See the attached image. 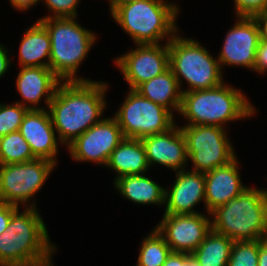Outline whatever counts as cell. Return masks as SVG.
<instances>
[{
    "instance_id": "cell-1",
    "label": "cell",
    "mask_w": 267,
    "mask_h": 266,
    "mask_svg": "<svg viewBox=\"0 0 267 266\" xmlns=\"http://www.w3.org/2000/svg\"><path fill=\"white\" fill-rule=\"evenodd\" d=\"M108 85L97 81L61 82L49 107V113L61 144L69 145L100 122L106 107Z\"/></svg>"
},
{
    "instance_id": "cell-2",
    "label": "cell",
    "mask_w": 267,
    "mask_h": 266,
    "mask_svg": "<svg viewBox=\"0 0 267 266\" xmlns=\"http://www.w3.org/2000/svg\"><path fill=\"white\" fill-rule=\"evenodd\" d=\"M30 204L21 214L18 208L0 234V266H53L51 256L56 247L36 203Z\"/></svg>"
},
{
    "instance_id": "cell-3",
    "label": "cell",
    "mask_w": 267,
    "mask_h": 266,
    "mask_svg": "<svg viewBox=\"0 0 267 266\" xmlns=\"http://www.w3.org/2000/svg\"><path fill=\"white\" fill-rule=\"evenodd\" d=\"M210 215L212 230L235 241L267 238V189L248 187Z\"/></svg>"
},
{
    "instance_id": "cell-4",
    "label": "cell",
    "mask_w": 267,
    "mask_h": 266,
    "mask_svg": "<svg viewBox=\"0 0 267 266\" xmlns=\"http://www.w3.org/2000/svg\"><path fill=\"white\" fill-rule=\"evenodd\" d=\"M244 94L223 82L217 87L182 92L179 113L187 125H215L254 115L255 108Z\"/></svg>"
},
{
    "instance_id": "cell-5",
    "label": "cell",
    "mask_w": 267,
    "mask_h": 266,
    "mask_svg": "<svg viewBox=\"0 0 267 266\" xmlns=\"http://www.w3.org/2000/svg\"><path fill=\"white\" fill-rule=\"evenodd\" d=\"M178 13V6L164 0H135L117 7L111 15L136 44H159L163 38L169 42L178 32Z\"/></svg>"
},
{
    "instance_id": "cell-6",
    "label": "cell",
    "mask_w": 267,
    "mask_h": 266,
    "mask_svg": "<svg viewBox=\"0 0 267 266\" xmlns=\"http://www.w3.org/2000/svg\"><path fill=\"white\" fill-rule=\"evenodd\" d=\"M74 17L40 18L51 39L49 68L62 82L91 81L76 76L81 62L96 40L93 32L75 22Z\"/></svg>"
},
{
    "instance_id": "cell-7",
    "label": "cell",
    "mask_w": 267,
    "mask_h": 266,
    "mask_svg": "<svg viewBox=\"0 0 267 266\" xmlns=\"http://www.w3.org/2000/svg\"><path fill=\"white\" fill-rule=\"evenodd\" d=\"M169 68L181 88L183 78L190 89L181 92L211 89L223 83L222 69L218 59L198 41L179 37L177 34L168 42Z\"/></svg>"
},
{
    "instance_id": "cell-8",
    "label": "cell",
    "mask_w": 267,
    "mask_h": 266,
    "mask_svg": "<svg viewBox=\"0 0 267 266\" xmlns=\"http://www.w3.org/2000/svg\"><path fill=\"white\" fill-rule=\"evenodd\" d=\"M173 113L164 106L130 90L114 118L124 138L142 139L168 131L176 123Z\"/></svg>"
},
{
    "instance_id": "cell-9",
    "label": "cell",
    "mask_w": 267,
    "mask_h": 266,
    "mask_svg": "<svg viewBox=\"0 0 267 266\" xmlns=\"http://www.w3.org/2000/svg\"><path fill=\"white\" fill-rule=\"evenodd\" d=\"M180 129L186 141L188 159L193 162V171L205 174L236 158L224 127L185 125Z\"/></svg>"
},
{
    "instance_id": "cell-10",
    "label": "cell",
    "mask_w": 267,
    "mask_h": 266,
    "mask_svg": "<svg viewBox=\"0 0 267 266\" xmlns=\"http://www.w3.org/2000/svg\"><path fill=\"white\" fill-rule=\"evenodd\" d=\"M56 164L36 158L23 163L0 165V203L29 202L44 185Z\"/></svg>"
},
{
    "instance_id": "cell-11",
    "label": "cell",
    "mask_w": 267,
    "mask_h": 266,
    "mask_svg": "<svg viewBox=\"0 0 267 266\" xmlns=\"http://www.w3.org/2000/svg\"><path fill=\"white\" fill-rule=\"evenodd\" d=\"M136 49L115 59L130 90L162 74L169 68L168 41L160 44H136ZM163 46V47H162Z\"/></svg>"
},
{
    "instance_id": "cell-12",
    "label": "cell",
    "mask_w": 267,
    "mask_h": 266,
    "mask_svg": "<svg viewBox=\"0 0 267 266\" xmlns=\"http://www.w3.org/2000/svg\"><path fill=\"white\" fill-rule=\"evenodd\" d=\"M124 139L114 117L103 118L68 145L74 160L106 166L111 153Z\"/></svg>"
},
{
    "instance_id": "cell-13",
    "label": "cell",
    "mask_w": 267,
    "mask_h": 266,
    "mask_svg": "<svg viewBox=\"0 0 267 266\" xmlns=\"http://www.w3.org/2000/svg\"><path fill=\"white\" fill-rule=\"evenodd\" d=\"M157 231L172 252L192 254L212 230L211 220L199 214H164Z\"/></svg>"
},
{
    "instance_id": "cell-14",
    "label": "cell",
    "mask_w": 267,
    "mask_h": 266,
    "mask_svg": "<svg viewBox=\"0 0 267 266\" xmlns=\"http://www.w3.org/2000/svg\"><path fill=\"white\" fill-rule=\"evenodd\" d=\"M239 20L226 34L222 51L218 55L222 65L242 66L254 70L260 30L255 17L237 16Z\"/></svg>"
},
{
    "instance_id": "cell-15",
    "label": "cell",
    "mask_w": 267,
    "mask_h": 266,
    "mask_svg": "<svg viewBox=\"0 0 267 266\" xmlns=\"http://www.w3.org/2000/svg\"><path fill=\"white\" fill-rule=\"evenodd\" d=\"M141 141L149 167L156 163L176 172L185 168L188 160L186 141L178 126L174 125L166 132L144 137Z\"/></svg>"
},
{
    "instance_id": "cell-16",
    "label": "cell",
    "mask_w": 267,
    "mask_h": 266,
    "mask_svg": "<svg viewBox=\"0 0 267 266\" xmlns=\"http://www.w3.org/2000/svg\"><path fill=\"white\" fill-rule=\"evenodd\" d=\"M19 132L30 145L36 158L47 159L56 164L58 141L49 111L28 109L22 119Z\"/></svg>"
},
{
    "instance_id": "cell-17",
    "label": "cell",
    "mask_w": 267,
    "mask_h": 266,
    "mask_svg": "<svg viewBox=\"0 0 267 266\" xmlns=\"http://www.w3.org/2000/svg\"><path fill=\"white\" fill-rule=\"evenodd\" d=\"M170 190L165 189L164 214H199L193 207L203 200L205 202L204 173L185 169L176 172V180Z\"/></svg>"
},
{
    "instance_id": "cell-18",
    "label": "cell",
    "mask_w": 267,
    "mask_h": 266,
    "mask_svg": "<svg viewBox=\"0 0 267 266\" xmlns=\"http://www.w3.org/2000/svg\"><path fill=\"white\" fill-rule=\"evenodd\" d=\"M238 161L235 158L229 164L217 167L204 174L205 207L210 214L217 207L225 205L247 188L239 176Z\"/></svg>"
},
{
    "instance_id": "cell-19",
    "label": "cell",
    "mask_w": 267,
    "mask_h": 266,
    "mask_svg": "<svg viewBox=\"0 0 267 266\" xmlns=\"http://www.w3.org/2000/svg\"><path fill=\"white\" fill-rule=\"evenodd\" d=\"M16 81V88L23 97V102L17 103L31 110L44 109L37 106L44 95L45 104L49 107L58 85L62 82L50 68L34 66L21 67Z\"/></svg>"
},
{
    "instance_id": "cell-20",
    "label": "cell",
    "mask_w": 267,
    "mask_h": 266,
    "mask_svg": "<svg viewBox=\"0 0 267 266\" xmlns=\"http://www.w3.org/2000/svg\"><path fill=\"white\" fill-rule=\"evenodd\" d=\"M106 166L118 173L115 180L126 175H144L149 165L142 141L124 138L111 153Z\"/></svg>"
},
{
    "instance_id": "cell-21",
    "label": "cell",
    "mask_w": 267,
    "mask_h": 266,
    "mask_svg": "<svg viewBox=\"0 0 267 266\" xmlns=\"http://www.w3.org/2000/svg\"><path fill=\"white\" fill-rule=\"evenodd\" d=\"M50 52V35L45 26L38 20L34 25L25 31V34L20 42V66L49 68ZM45 58H47L46 61L44 60Z\"/></svg>"
},
{
    "instance_id": "cell-22",
    "label": "cell",
    "mask_w": 267,
    "mask_h": 266,
    "mask_svg": "<svg viewBox=\"0 0 267 266\" xmlns=\"http://www.w3.org/2000/svg\"><path fill=\"white\" fill-rule=\"evenodd\" d=\"M135 91L141 96L179 113L182 92L172 70L168 68L162 74L139 85ZM172 108V109H171Z\"/></svg>"
},
{
    "instance_id": "cell-23",
    "label": "cell",
    "mask_w": 267,
    "mask_h": 266,
    "mask_svg": "<svg viewBox=\"0 0 267 266\" xmlns=\"http://www.w3.org/2000/svg\"><path fill=\"white\" fill-rule=\"evenodd\" d=\"M114 186L124 198L134 203L165 204V189L143 174L117 178Z\"/></svg>"
},
{
    "instance_id": "cell-24",
    "label": "cell",
    "mask_w": 267,
    "mask_h": 266,
    "mask_svg": "<svg viewBox=\"0 0 267 266\" xmlns=\"http://www.w3.org/2000/svg\"><path fill=\"white\" fill-rule=\"evenodd\" d=\"M234 241L211 230L191 254L200 266H227Z\"/></svg>"
},
{
    "instance_id": "cell-25",
    "label": "cell",
    "mask_w": 267,
    "mask_h": 266,
    "mask_svg": "<svg viewBox=\"0 0 267 266\" xmlns=\"http://www.w3.org/2000/svg\"><path fill=\"white\" fill-rule=\"evenodd\" d=\"M36 159L30 145L19 131L0 137V165L23 163Z\"/></svg>"
},
{
    "instance_id": "cell-26",
    "label": "cell",
    "mask_w": 267,
    "mask_h": 266,
    "mask_svg": "<svg viewBox=\"0 0 267 266\" xmlns=\"http://www.w3.org/2000/svg\"><path fill=\"white\" fill-rule=\"evenodd\" d=\"M171 252L164 237L155 228L143 240L137 266H162Z\"/></svg>"
},
{
    "instance_id": "cell-27",
    "label": "cell",
    "mask_w": 267,
    "mask_h": 266,
    "mask_svg": "<svg viewBox=\"0 0 267 266\" xmlns=\"http://www.w3.org/2000/svg\"><path fill=\"white\" fill-rule=\"evenodd\" d=\"M260 240L235 241L227 266H258Z\"/></svg>"
},
{
    "instance_id": "cell-28",
    "label": "cell",
    "mask_w": 267,
    "mask_h": 266,
    "mask_svg": "<svg viewBox=\"0 0 267 266\" xmlns=\"http://www.w3.org/2000/svg\"><path fill=\"white\" fill-rule=\"evenodd\" d=\"M28 111L27 107L19 103L0 104V137L19 131L22 119Z\"/></svg>"
},
{
    "instance_id": "cell-29",
    "label": "cell",
    "mask_w": 267,
    "mask_h": 266,
    "mask_svg": "<svg viewBox=\"0 0 267 266\" xmlns=\"http://www.w3.org/2000/svg\"><path fill=\"white\" fill-rule=\"evenodd\" d=\"M46 6L51 10L53 15L44 18H62L74 17L77 18L76 6L79 0H45Z\"/></svg>"
},
{
    "instance_id": "cell-30",
    "label": "cell",
    "mask_w": 267,
    "mask_h": 266,
    "mask_svg": "<svg viewBox=\"0 0 267 266\" xmlns=\"http://www.w3.org/2000/svg\"><path fill=\"white\" fill-rule=\"evenodd\" d=\"M237 16L254 17L267 10V0H234Z\"/></svg>"
},
{
    "instance_id": "cell-31",
    "label": "cell",
    "mask_w": 267,
    "mask_h": 266,
    "mask_svg": "<svg viewBox=\"0 0 267 266\" xmlns=\"http://www.w3.org/2000/svg\"><path fill=\"white\" fill-rule=\"evenodd\" d=\"M258 73H265L267 71V40L260 39L256 51V62L254 70Z\"/></svg>"
},
{
    "instance_id": "cell-32",
    "label": "cell",
    "mask_w": 267,
    "mask_h": 266,
    "mask_svg": "<svg viewBox=\"0 0 267 266\" xmlns=\"http://www.w3.org/2000/svg\"><path fill=\"white\" fill-rule=\"evenodd\" d=\"M18 208L15 205L0 203V234L7 229L12 214Z\"/></svg>"
},
{
    "instance_id": "cell-33",
    "label": "cell",
    "mask_w": 267,
    "mask_h": 266,
    "mask_svg": "<svg viewBox=\"0 0 267 266\" xmlns=\"http://www.w3.org/2000/svg\"><path fill=\"white\" fill-rule=\"evenodd\" d=\"M191 257L187 253L171 252L162 266H183Z\"/></svg>"
},
{
    "instance_id": "cell-34",
    "label": "cell",
    "mask_w": 267,
    "mask_h": 266,
    "mask_svg": "<svg viewBox=\"0 0 267 266\" xmlns=\"http://www.w3.org/2000/svg\"><path fill=\"white\" fill-rule=\"evenodd\" d=\"M260 30V38L267 40V10L254 16Z\"/></svg>"
},
{
    "instance_id": "cell-35",
    "label": "cell",
    "mask_w": 267,
    "mask_h": 266,
    "mask_svg": "<svg viewBox=\"0 0 267 266\" xmlns=\"http://www.w3.org/2000/svg\"><path fill=\"white\" fill-rule=\"evenodd\" d=\"M8 51L0 44V77L5 74L11 61L8 59Z\"/></svg>"
},
{
    "instance_id": "cell-36",
    "label": "cell",
    "mask_w": 267,
    "mask_h": 266,
    "mask_svg": "<svg viewBox=\"0 0 267 266\" xmlns=\"http://www.w3.org/2000/svg\"><path fill=\"white\" fill-rule=\"evenodd\" d=\"M258 266H267V238L260 240Z\"/></svg>"
},
{
    "instance_id": "cell-37",
    "label": "cell",
    "mask_w": 267,
    "mask_h": 266,
    "mask_svg": "<svg viewBox=\"0 0 267 266\" xmlns=\"http://www.w3.org/2000/svg\"><path fill=\"white\" fill-rule=\"evenodd\" d=\"M40 0H10V4L18 10H26L39 3Z\"/></svg>"
},
{
    "instance_id": "cell-38",
    "label": "cell",
    "mask_w": 267,
    "mask_h": 266,
    "mask_svg": "<svg viewBox=\"0 0 267 266\" xmlns=\"http://www.w3.org/2000/svg\"><path fill=\"white\" fill-rule=\"evenodd\" d=\"M110 2V13H112L117 7L129 3V2H133L135 0H109Z\"/></svg>"
},
{
    "instance_id": "cell-39",
    "label": "cell",
    "mask_w": 267,
    "mask_h": 266,
    "mask_svg": "<svg viewBox=\"0 0 267 266\" xmlns=\"http://www.w3.org/2000/svg\"><path fill=\"white\" fill-rule=\"evenodd\" d=\"M183 266H200L196 260L191 257Z\"/></svg>"
}]
</instances>
